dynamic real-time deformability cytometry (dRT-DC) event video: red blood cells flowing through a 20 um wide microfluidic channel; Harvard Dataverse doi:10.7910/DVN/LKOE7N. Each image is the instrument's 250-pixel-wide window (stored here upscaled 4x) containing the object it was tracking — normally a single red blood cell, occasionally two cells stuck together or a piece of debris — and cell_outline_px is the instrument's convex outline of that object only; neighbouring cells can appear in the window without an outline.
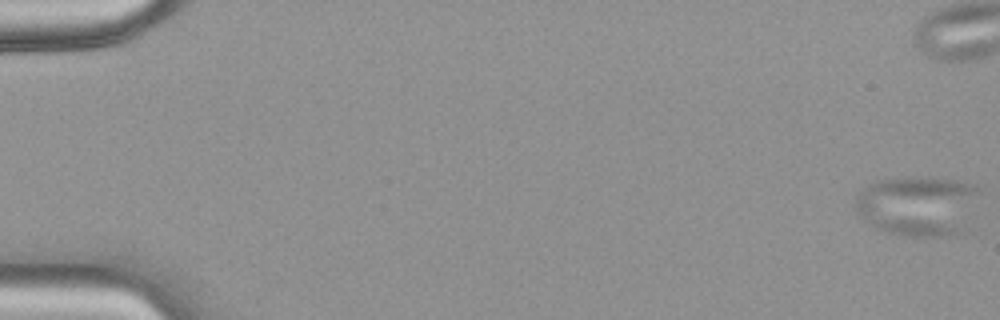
{"species": "common noctule bat (a hibernating species)", "species_latin": "Nyctalus noctula", "temperature_condition": "warm", "stored_images_in_passage": 9, "camera_frame_rate_fps": 3000, "um_per_image_px": 0.085, "animal": {"sex": "female", "body_mass_g": 18.4}, "frame": {"image": 1, "passage_image": 1, "time_ms": 0.0, "image_size_px": [1000, 320], "cell_outline_px": [[976, 188], [956, 232], [936, 236], [912, 236], [892, 232], [880, 228], [872, 224], [856, 212], [856, 200], [860, 192], [868, 184], [876, 180], [908, 176], [956, 180], [976, 184]], "centroid_in_image_um": [77.83, 17.41], "position_along_channel_um": 7.2, "area_um2": 40.86}}